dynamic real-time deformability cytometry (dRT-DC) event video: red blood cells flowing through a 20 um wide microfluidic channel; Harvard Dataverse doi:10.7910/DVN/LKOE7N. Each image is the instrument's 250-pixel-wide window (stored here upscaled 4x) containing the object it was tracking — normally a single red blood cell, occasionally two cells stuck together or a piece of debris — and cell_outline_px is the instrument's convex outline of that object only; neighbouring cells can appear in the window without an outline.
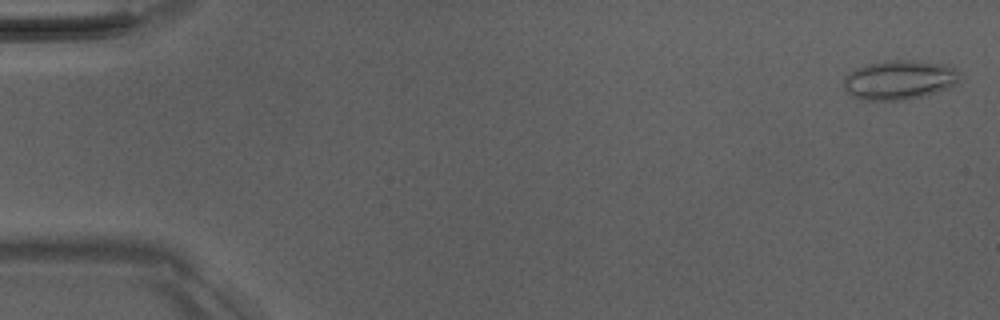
{"species": "Egyptian fruit bat (a non-hibernating species)", "species_latin": "Rousettus aegyptiacus", "temperature_condition": "room temperature", "stored_images_in_passage": 4, "camera_frame_rate_fps": 3000, "um_per_image_px": 0.085, "animal": {"sex": "male"}, "frame": {"image": 1, "passage_image": 1, "time_ms": 0.0, "image_size_px": [1000, 320], "cell_outline_px": [[964, 76], [960, 84], [952, 88], [928, 96], [904, 100], [860, 100], [852, 96], [844, 88], [844, 76], [856, 68], [868, 64], [888, 60], [916, 60], [948, 64], [960, 72]], "centroid_in_image_um": [76.57, 6.8], "position_along_channel_um": 8.4, "area_um2": 27.57}}